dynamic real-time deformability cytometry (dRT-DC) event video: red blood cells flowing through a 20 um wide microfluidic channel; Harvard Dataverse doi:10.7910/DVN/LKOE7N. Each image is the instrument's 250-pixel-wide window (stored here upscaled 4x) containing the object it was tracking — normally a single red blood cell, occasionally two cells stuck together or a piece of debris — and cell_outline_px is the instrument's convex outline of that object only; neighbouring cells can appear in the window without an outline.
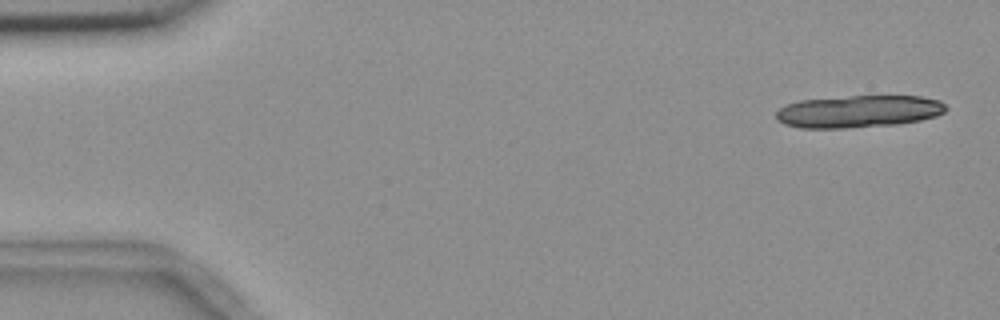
{"species": "common noctule bat (a hibernating species)", "species_latin": "Nyctalus noctula", "temperature_condition": "room temperature", "stored_images_in_passage": 6, "camera_frame_rate_fps": 3000, "um_per_image_px": 0.085, "animal": {"sex": "female", "body_mass_g": 18.4}, "frame": {"image": 1, "passage_image": 1, "time_ms": 0.0, "image_size_px": [1000, 320], "cell_outline_px": [[948, 108], [944, 112], [936, 116], [920, 120], [896, 124], [844, 128], [800, 128], [784, 124], [776, 120], [776, 112], [780, 108], [788, 104], [800, 100], [848, 96], [924, 96], [940, 100]], "centroid_in_image_um": [72.98, 9.47], "position_along_channel_um": 12.0, "area_um2": 32.02}}